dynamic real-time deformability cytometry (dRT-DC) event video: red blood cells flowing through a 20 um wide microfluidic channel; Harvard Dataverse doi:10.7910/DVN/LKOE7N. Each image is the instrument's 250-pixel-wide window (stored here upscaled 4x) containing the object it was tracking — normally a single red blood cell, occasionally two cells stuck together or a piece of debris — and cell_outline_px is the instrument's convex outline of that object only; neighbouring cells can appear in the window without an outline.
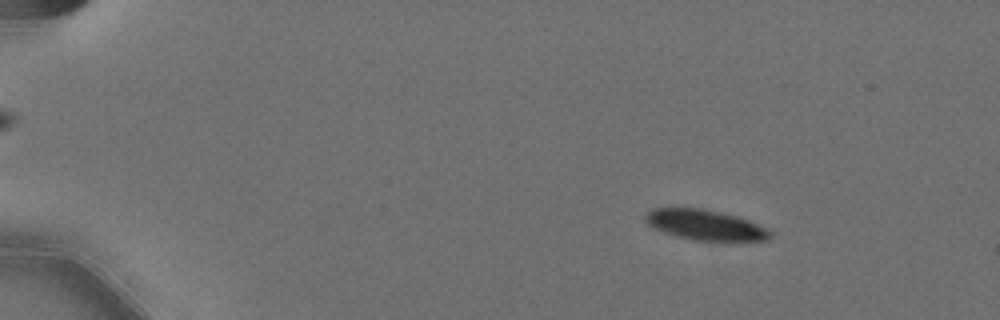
{"species": "Egyptian fruit bat (a non-hibernating species)", "species_latin": "Rousettus aegyptiacus", "temperature_condition": "cold", "stored_images_in_passage": 58, "camera_frame_rate_fps": 3000, "um_per_image_px": 0.085, "animal": {"sex": "female"}, "frame": {"image": 1, "passage_image": 9, "time_ms": 2.667, "image_size_px": [1000, 320], "cell_outline_px": [[772, 236], [768, 240], [692, 240], [676, 236], [664, 232], [648, 224], [644, 220], [644, 216], [652, 208], [700, 208], [724, 212], [772, 228]], "centroid_in_image_um": [59.99, 19.11], "position_along_channel_um": 25.0, "area_um2": 22.14}}
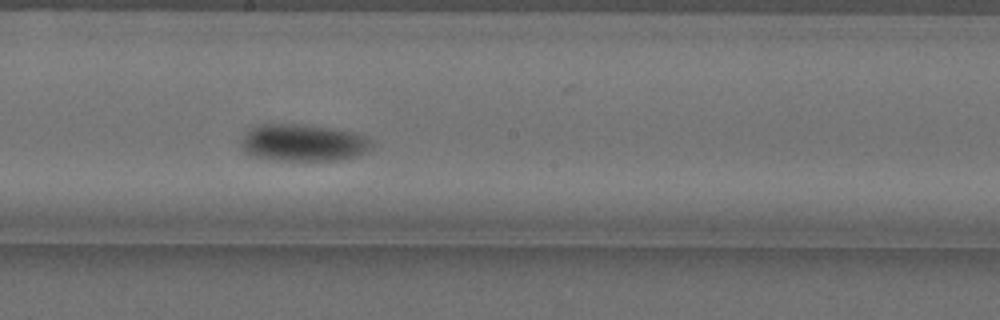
{"frame": {"image": 2, "passage_image": 34, "time_ms": 11.0, "image_size_px": [1000, 320], "cell_outline_px": [[372, 148], [360, 156], [336, 160], [272, 160], [248, 156], [244, 152], [240, 144], [244, 136], [252, 128], [260, 124], [300, 124], [328, 128], [352, 132], [364, 136], [372, 140]], "centroid_in_image_um": [25.76, 12.15], "position_along_channel_um": 222.4, "area_um2": 28.26}}
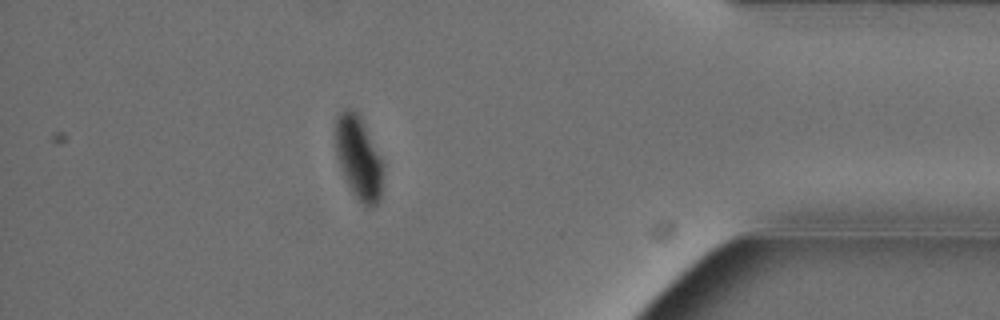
{"frame": {"image": 3, "passage_image": 52, "time_ms": 17.0, "image_size_px": [1000, 320], "cell_outline_px": [[384, 172], [380, 200], [372, 208], [368, 208], [352, 192], [336, 160], [332, 132], [336, 116], [344, 108], [348, 108], [356, 112], [360, 116], [384, 160]], "centroid_in_image_um": [30.46, 13.37], "position_along_channel_um": 404.7, "area_um2": 24.1}, "authors_computed_cell_mechanics": {"area_um2": 24.6806, "velocity_mm_per_s": 3.5613, "shape_relaxation_time_tau1_ms": 3.2776, "shape_relaxation_time_tau2_ms": 5.3613, "deformation_change_tau1": 0.1166, "deformation_change_tau2": 0.0381}}